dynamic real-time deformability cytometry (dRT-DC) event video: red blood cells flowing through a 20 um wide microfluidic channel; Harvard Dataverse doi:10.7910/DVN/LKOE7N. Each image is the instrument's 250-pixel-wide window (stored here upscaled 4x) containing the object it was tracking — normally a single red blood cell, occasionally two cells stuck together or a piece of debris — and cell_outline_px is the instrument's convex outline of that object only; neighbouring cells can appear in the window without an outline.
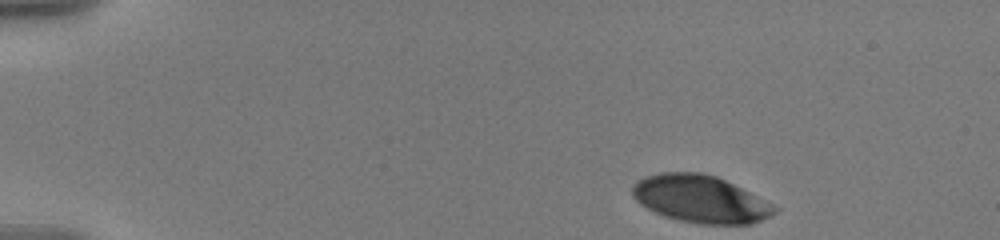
{"species": "human", "species_latin": "Homo sapiens", "temperature_condition": "warm", "stored_images_in_passage": 25, "camera_frame_rate_fps": 3000, "um_per_image_px": 0.085, "donor": {"sex": "male"}, "frame": {"image": 1, "passage_image": 1, "time_ms": 0.0, "image_size_px": [1000, 240], "cell_outline_px": [[780, 208], [776, 212], [752, 224], [700, 224], [680, 220], [656, 212], [640, 204], [632, 196], [632, 184], [636, 180], [644, 176], [660, 172], [700, 172], [716, 176]], "centroid_in_image_um": [59.49, 16.9], "position_along_channel_um": 25.5, "area_um2": 38.9}}
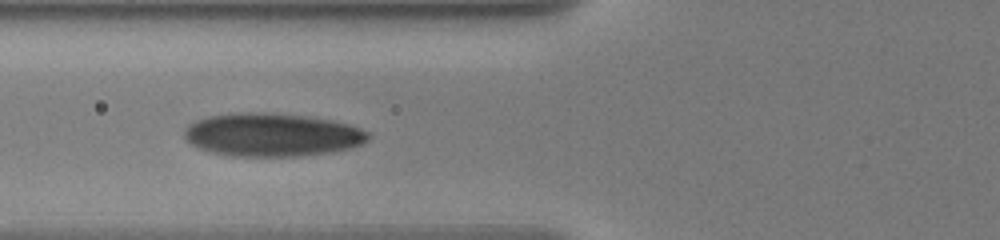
{"frame": {"image": 2, "passage_image": 15, "time_ms": 5.0, "image_size_px": [1000, 240], "cell_outline_px": [[372, 136], [368, 140], [360, 144], [348, 148], [332, 152], [300, 156], [232, 156], [212, 152], [200, 148], [192, 144], [184, 136], [184, 128], [188, 124], [196, 120], [208, 116], [236, 112], [268, 112], [308, 116], [332, 120], [348, 124], [360, 128], [368, 132]], "centroid_in_image_um": [23.12, 11.44], "position_along_channel_um": 102.7, "area_um2": 46.53}}
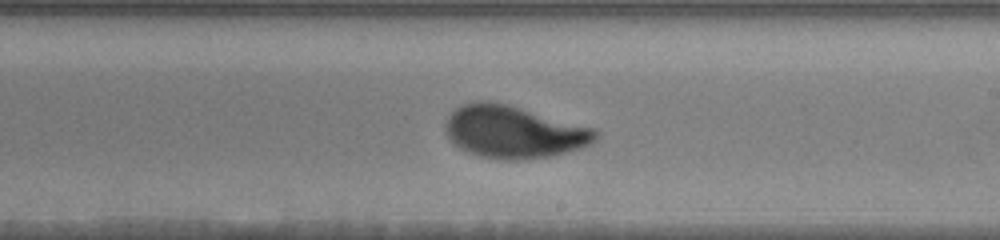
{"frame": {"image": 3, "passage_image": 25, "time_ms": 9.0, "image_size_px": [1000, 240], "cell_outline_px": [[600, 136], [596, 140], [588, 144], [552, 156], [516, 160], [504, 160], [480, 156], [468, 152], [460, 148], [444, 132], [444, 124], [448, 116], [456, 108], [464, 104], [476, 100], [492, 100], [508, 104], [596, 128], [600, 132]], "centroid_in_image_um": [43.66, 11.19], "position_along_channel_um": 245.3, "area_um2": 46.01}}